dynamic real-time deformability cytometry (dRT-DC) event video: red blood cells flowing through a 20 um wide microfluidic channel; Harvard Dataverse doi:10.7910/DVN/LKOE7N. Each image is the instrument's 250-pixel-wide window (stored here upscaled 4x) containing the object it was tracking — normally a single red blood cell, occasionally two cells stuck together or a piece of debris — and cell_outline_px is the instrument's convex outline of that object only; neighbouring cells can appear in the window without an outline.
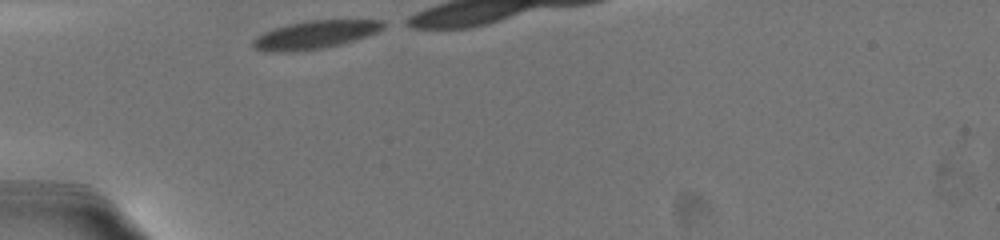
{"species": "common noctule bat (a hibernating species)", "species_latin": "Nyctalus noctula", "temperature_condition": "warm", "stored_images_in_passage": 10, "camera_frame_rate_fps": 3000, "um_per_image_px": 0.085, "animal": {"sex": "female", "body_mass_g": 19.5, "forearm_length_mm": 54.1}, "frame": {"image": 1, "passage_image": 1, "time_ms": 0.0, "image_size_px": [1000, 240], "cell_outline_px": [[392, 24], [368, 36], [340, 44], [324, 48], [296, 52], [264, 52], [256, 48], [252, 44], [252, 40], [256, 36], [272, 28], [288, 24], [308, 20], [384, 20]], "centroid_in_image_um": [26.8, 2.95], "position_along_channel_um": 58.2, "area_um2": 21.73}}
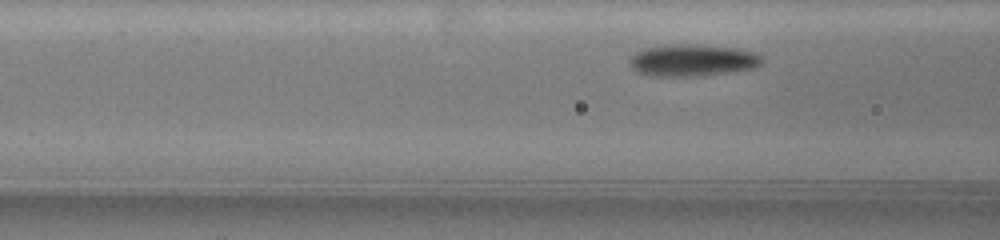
{"frame": {"image": 2, "passage_image": 7, "time_ms": 1.667, "image_size_px": [1000, 240], "cell_outline_px": [[764, 60], [760, 64], [752, 68], [724, 72], [684, 76], [652, 76], [636, 72], [632, 64], [632, 56], [636, 52], [644, 48], [736, 48], [752, 52], [760, 56]], "centroid_in_image_um": [58.87, 5.19], "position_along_channel_um": 107.7, "area_um2": 22.31}}